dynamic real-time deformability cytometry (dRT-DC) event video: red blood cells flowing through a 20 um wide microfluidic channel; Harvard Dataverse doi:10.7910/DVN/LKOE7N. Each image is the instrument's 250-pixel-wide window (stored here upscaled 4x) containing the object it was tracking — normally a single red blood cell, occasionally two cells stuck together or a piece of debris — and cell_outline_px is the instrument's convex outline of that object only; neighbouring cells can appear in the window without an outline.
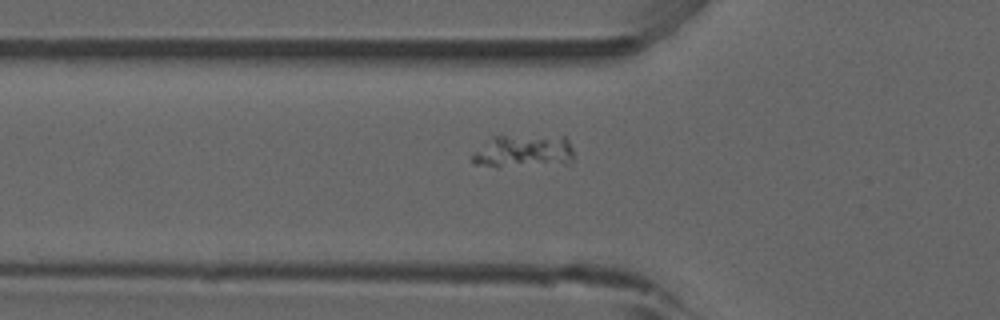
{"species": "common noctule bat (a hibernating species)", "species_latin": "Nyctalus noctula", "temperature_condition": "room temperature", "stored_images_in_passage": 15, "camera_frame_rate_fps": 3000, "um_per_image_px": 0.085, "animal": {"sex": "male", "forearm_length_mm": 52.5}, "frame": {"image": 1, "passage_image": 13, "time_ms": 4.0, "image_size_px": [1000, 320], "cell_outline_px": [[572, 160], [564, 164], [496, 168], [472, 164], [472, 156], [492, 136], [564, 136], [568, 140], [572, 148]], "centroid_in_image_um": [44.49, 12.89], "position_along_channel_um": 81.3, "area_um2": 19.71}}